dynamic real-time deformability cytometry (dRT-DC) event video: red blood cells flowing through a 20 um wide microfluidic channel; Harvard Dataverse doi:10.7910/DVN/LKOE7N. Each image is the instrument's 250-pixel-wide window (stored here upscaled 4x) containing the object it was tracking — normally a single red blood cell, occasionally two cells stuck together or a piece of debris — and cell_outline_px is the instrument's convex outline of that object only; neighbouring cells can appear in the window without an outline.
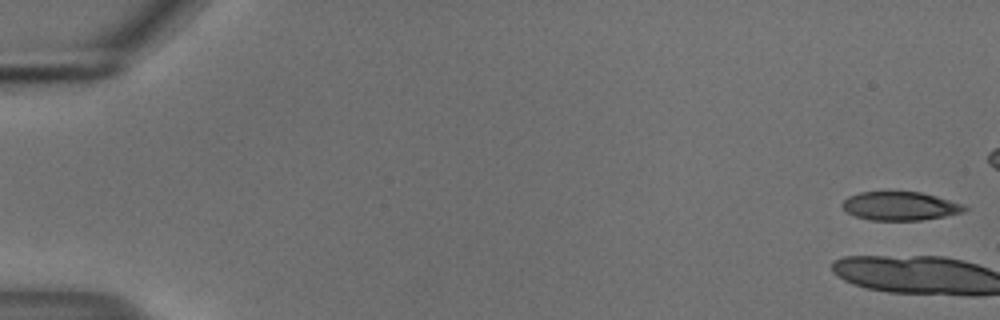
{"species": "common noctule bat (a hibernating species)", "species_latin": "Nyctalus noctula", "temperature_condition": "cold", "stored_images_in_passage": 15, "camera_frame_rate_fps": 3000, "um_per_image_px": 0.085, "animal": {"sex": "male", "body_mass_g": 18.8}, "frame": {"image": 1, "passage_image": 1, "time_ms": 0.0, "image_size_px": [1000, 320], "cell_outline_px": [[968, 208], [964, 212], [944, 216], [920, 220], [872, 220], [856, 216], [848, 212], [840, 204], [848, 196], [860, 192], [920, 192], [936, 196], [964, 204]], "centroid_in_image_um": [76.52, 17.51], "position_along_channel_um": 8.5, "area_um2": 20.23}}